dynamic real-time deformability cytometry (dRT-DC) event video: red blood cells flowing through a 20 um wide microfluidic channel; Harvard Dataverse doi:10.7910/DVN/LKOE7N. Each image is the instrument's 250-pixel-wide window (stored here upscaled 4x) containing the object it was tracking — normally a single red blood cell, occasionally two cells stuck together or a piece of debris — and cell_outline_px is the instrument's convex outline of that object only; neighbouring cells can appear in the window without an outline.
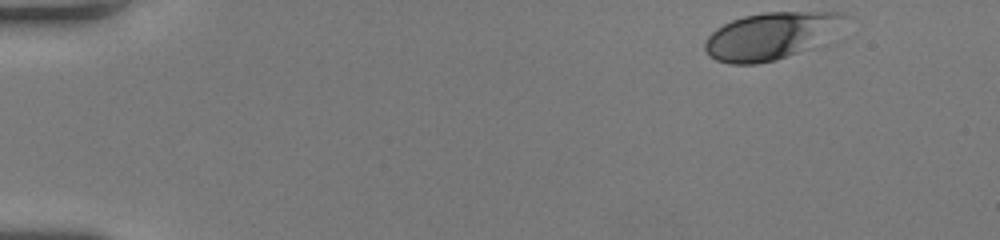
{"species": "human", "species_latin": "Homo sapiens", "temperature_condition": "room temperature", "stored_images_in_passage": 47, "camera_frame_rate_fps": 3000, "um_per_image_px": 0.085, "donor": {"sex": "female"}, "frame": {"image": 1, "passage_image": 1, "time_ms": 0.0, "image_size_px": [1000, 240], "cell_outline_px": [[852, 16], [812, 48], [776, 60], [756, 64], [732, 64], [716, 60], [708, 56], [704, 48], [704, 44], [708, 36], [716, 28], [732, 20], [744, 16], [764, 12], [836, 12]], "centroid_in_image_um": [65.48, 3.05], "position_along_channel_um": 19.5, "area_um2": 38.15}}
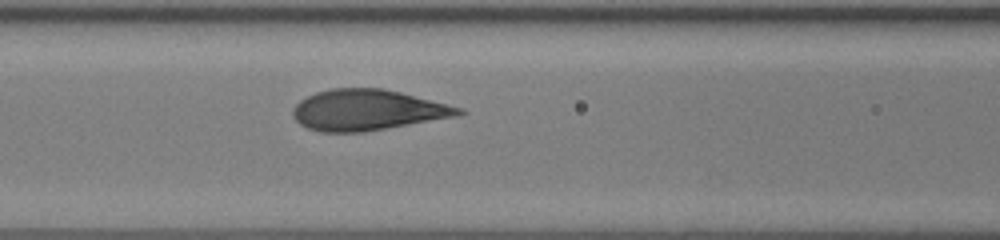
{"frame": {"image": 2, "passage_image": 19, "time_ms": 6.0, "image_size_px": [1000, 240], "cell_outline_px": [[468, 112], [456, 116], [364, 132], [320, 132], [308, 128], [300, 124], [292, 116], [292, 108], [300, 100], [316, 92], [332, 88], [380, 88], [400, 92], [464, 108]], "centroid_in_image_um": [31.22, 9.35], "position_along_channel_um": 135.4, "area_um2": 39.3}}
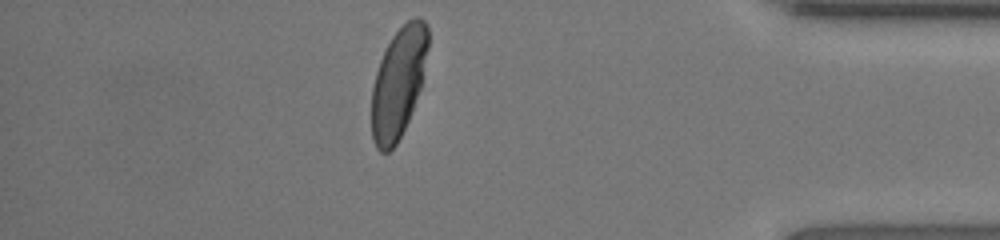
{"frame": {"image": 3, "passage_image": 41, "time_ms": 13.333, "image_size_px": [1000, 240], "cell_outline_px": [[428, 48], [420, 88], [412, 112], [396, 144], [388, 152], [380, 152], [376, 148], [372, 140], [372, 88], [376, 72], [380, 60], [392, 36], [408, 20], [416, 16], [420, 16], [424, 20], [428, 28]], "centroid_in_image_um": [33.86, 7.02], "position_along_channel_um": 401.3, "area_um2": 36.01}, "authors_computed_cell_mechanics": {"area_um2": 38.3214, "velocity_mm_per_s": 4.0724, "shape_relaxation_time_tau1_ms": 3.0594, "shape_relaxation_time_tau2_ms": null, "deformation_change_tau1": 0.1907, "deformation_change_tau2": null}}